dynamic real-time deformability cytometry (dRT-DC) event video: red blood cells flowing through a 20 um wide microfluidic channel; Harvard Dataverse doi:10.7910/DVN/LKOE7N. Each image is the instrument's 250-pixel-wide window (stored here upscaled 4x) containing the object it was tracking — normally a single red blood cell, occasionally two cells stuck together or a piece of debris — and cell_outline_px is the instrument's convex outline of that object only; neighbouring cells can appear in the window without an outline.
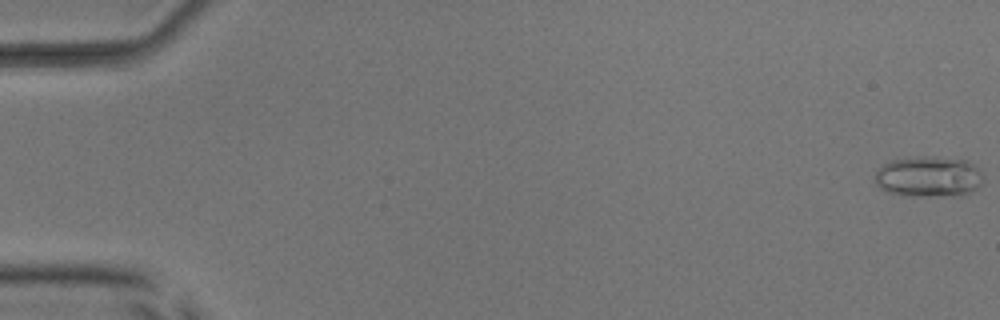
{"species": "common noctule bat (a hibernating species)", "species_latin": "Nyctalus noctula", "temperature_condition": "room temperature", "stored_images_in_passage": 3, "camera_frame_rate_fps": 3000, "um_per_image_px": 0.085, "animal": {"sex": "male", "body_mass_g": 17.9, "forearm_length_mm": 54.2}, "frame": {"image": 1, "passage_image": 1, "time_ms": 0.0, "image_size_px": [1000, 320], "cell_outline_px": [[984, 180], [980, 188], [964, 196], [900, 196], [888, 192], [880, 188], [876, 184], [876, 172], [884, 164], [892, 160], [920, 156], [924, 156], [968, 160], [980, 168]], "centroid_in_image_um": [79.01, 15.04], "position_along_channel_um": 6.0, "area_um2": 26.3}}